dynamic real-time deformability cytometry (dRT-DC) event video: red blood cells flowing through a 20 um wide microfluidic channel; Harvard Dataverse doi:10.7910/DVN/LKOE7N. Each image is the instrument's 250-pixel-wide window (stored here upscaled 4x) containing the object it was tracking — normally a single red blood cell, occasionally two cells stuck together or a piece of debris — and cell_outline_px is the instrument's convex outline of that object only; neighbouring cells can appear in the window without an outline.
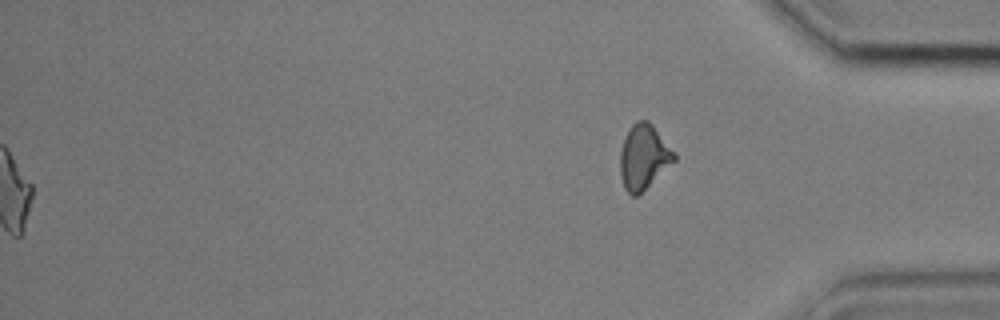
{"species": "common noctule bat (a hibernating species)", "species_latin": "Nyctalus noctula", "temperature_condition": "cold", "stored_images_in_passage": 54, "segment_of_instrument_passage": [2, 2], "camera_frame_rate_fps": 3000, "um_per_image_px": 0.085, "animal": {"sex": "male", "body_mass_g": 17.9, "forearm_length_mm": 54.2}, "frame": {"image": 1, "passage_image": 54, "time_ms": 17.667, "image_size_px": [1000, 320], "cell_outline_px": [[676, 160], [636, 196], [632, 196], [624, 188], [620, 176], [620, 152], [624, 140], [632, 124], [636, 120], [648, 120], [652, 124], [676, 152]], "centroid_in_image_um": [54.72, 13.32], "position_along_channel_um": 380.5, "area_um2": 20.23}}